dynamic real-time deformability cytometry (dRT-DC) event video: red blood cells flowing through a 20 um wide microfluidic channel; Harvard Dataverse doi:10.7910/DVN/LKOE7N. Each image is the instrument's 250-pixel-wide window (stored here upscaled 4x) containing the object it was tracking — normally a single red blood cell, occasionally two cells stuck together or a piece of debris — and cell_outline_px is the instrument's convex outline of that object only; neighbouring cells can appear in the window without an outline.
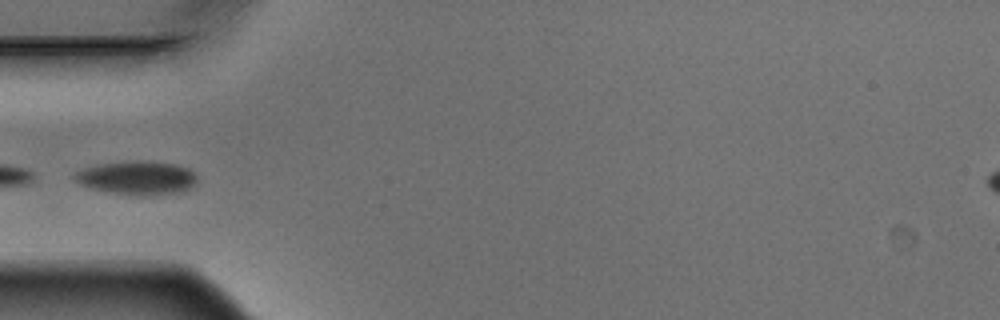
{"species": "Egyptian fruit bat (a non-hibernating species)", "species_latin": "Rousettus aegyptiacus", "temperature_condition": "warm", "stored_images_in_passage": 5, "camera_frame_rate_fps": 3000, "um_per_image_px": 0.085, "animal": {"sex": "male"}, "frame": {"image": 1, "passage_image": 5, "time_ms": 1.333, "image_size_px": [1000, 320], "cell_outline_px": [[196, 184], [180, 192], [144, 196], [136, 196], [108, 192], [92, 188], [80, 184], [72, 176], [72, 172], [84, 168], [100, 164], [132, 160], [140, 160], [176, 164], [188, 168], [196, 176]], "centroid_in_image_um": [11.62, 15.11], "position_along_channel_um": 73.4, "area_um2": 24.16}}